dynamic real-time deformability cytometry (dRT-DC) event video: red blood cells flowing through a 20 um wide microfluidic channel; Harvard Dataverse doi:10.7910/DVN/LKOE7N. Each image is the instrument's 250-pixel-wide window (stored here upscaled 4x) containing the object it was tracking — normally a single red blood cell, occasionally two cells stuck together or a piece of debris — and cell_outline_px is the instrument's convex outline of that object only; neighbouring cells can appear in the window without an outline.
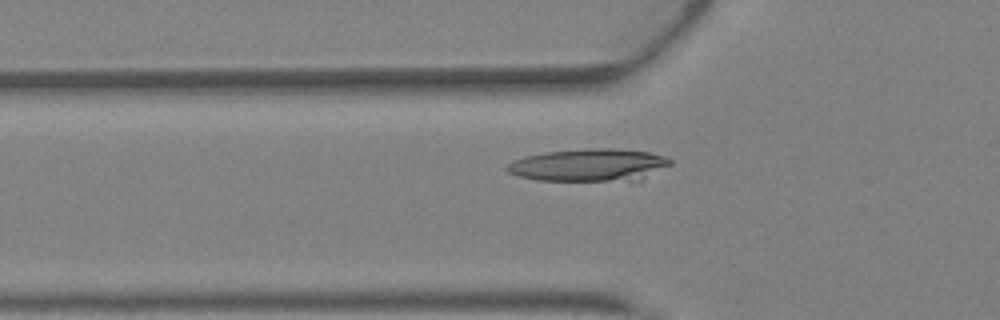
{"species": "Egyptian fruit bat (a non-hibernating species)", "species_latin": "Rousettus aegyptiacus", "temperature_condition": "warm", "stored_images_in_passage": 32, "camera_frame_rate_fps": 3000, "um_per_image_px": 0.085, "animal": {"sex": "female"}, "frame": {"image": 1, "passage_image": 7, "time_ms": 2.0, "image_size_px": [1000, 320], "cell_outline_px": [[672, 164], [640, 180], [536, 180], [520, 176], [508, 172], [504, 168], [512, 160], [524, 156], [544, 152], [588, 148], [612, 148], [648, 152], [664, 156], [672, 160]], "centroid_in_image_um": [50.05, 14.01], "position_along_channel_um": 75.8, "area_um2": 30.87}}
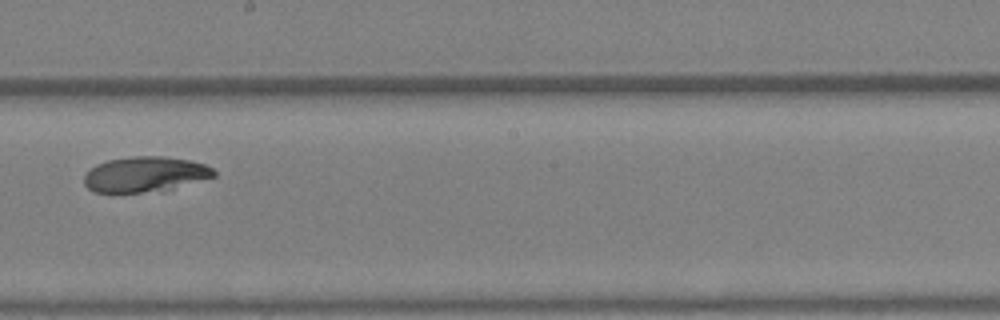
{"frame": {"image": 2, "passage_image": 17, "time_ms": 5.333, "image_size_px": [1000, 320], "cell_outline_px": [[216, 176], [160, 192], [96, 192], [88, 188], [84, 184], [84, 176], [96, 164], [108, 160], [132, 156], [164, 156], [188, 160], [204, 164], [212, 168], [216, 172]], "centroid_in_image_um": [12.35, 14.82], "position_along_channel_um": 235.9, "area_um2": 26.7}}
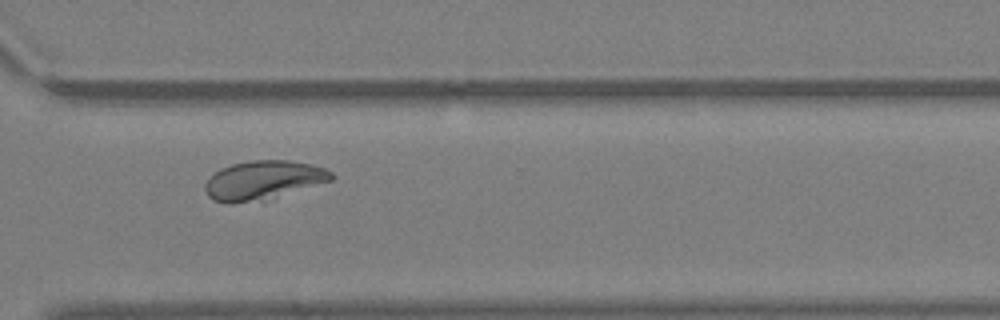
{"frame": {"image": 3, "passage_image": 24, "time_ms": 7.667, "image_size_px": [1000, 320], "cell_outline_px": [[336, 176], [332, 180], [264, 200], [232, 204], [228, 204], [212, 200], [208, 196], [204, 188], [204, 184], [220, 168], [232, 164], [252, 160], [288, 160], [312, 164], [324, 168], [332, 172]], "centroid_in_image_um": [22.36, 15.32], "position_along_channel_um": 348.2, "area_um2": 28.61}, "authors_computed_cell_mechanics": {"area_um2": 27.744, "velocity_mm_per_s": 4.8122, "shape_relaxation_time_tau1_ms": 8.7122, "shape_relaxation_time_tau2_ms": 9.4927, "deformation_change_tau1": 0.2494, "deformation_change_tau2": 0.1422}}